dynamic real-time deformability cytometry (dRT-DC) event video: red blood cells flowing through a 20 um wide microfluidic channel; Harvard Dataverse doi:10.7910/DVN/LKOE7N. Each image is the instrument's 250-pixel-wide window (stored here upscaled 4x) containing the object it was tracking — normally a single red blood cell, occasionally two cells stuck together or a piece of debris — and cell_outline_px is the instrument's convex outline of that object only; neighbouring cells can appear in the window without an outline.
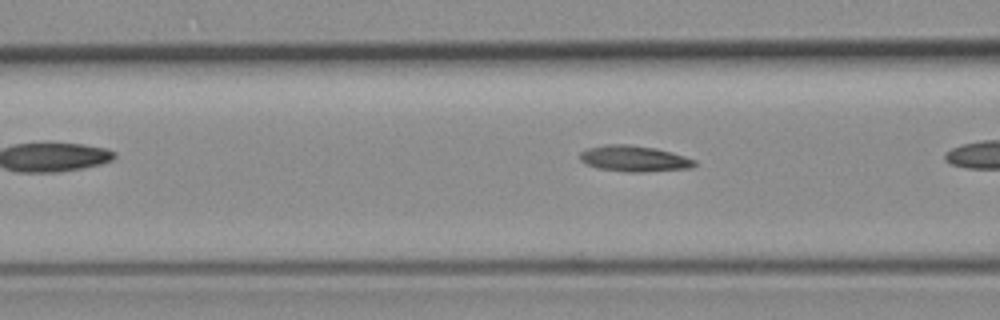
{"species": "common noctule bat (a hibernating species)", "species_latin": "Nyctalus noctula", "temperature_condition": "room temperature", "stored_images_in_passage": 16, "camera_frame_rate_fps": 3000, "um_per_image_px": 0.085, "animal": {"sex": "female", "body_mass_g": 19.3, "forearm_length_mm": 54.1}, "frame": {"image": 1, "passage_image": 7, "time_ms": 2.0, "image_size_px": [1000, 320], "cell_outline_px": [[696, 164], [692, 168], [644, 172], [628, 172], [596, 168], [580, 160], [580, 152], [588, 148], [604, 144], [628, 144], [656, 148], [672, 152], [696, 160]], "centroid_in_image_um": [53.91, 13.48], "position_along_channel_um": 112.7, "area_um2": 17.46}}
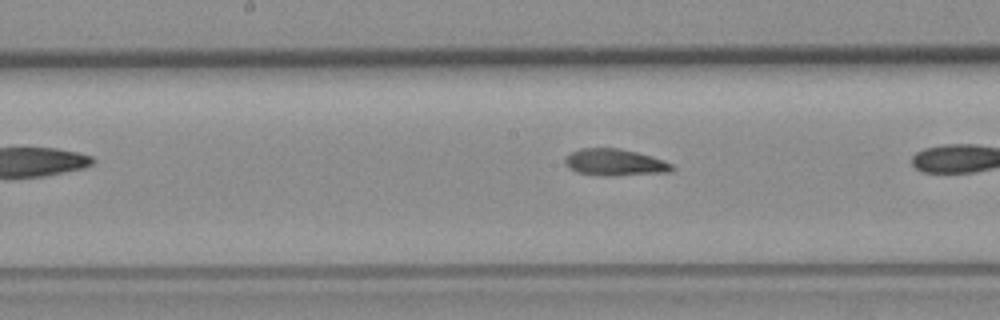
{"frame": {"image": 2, "passage_image": 14, "time_ms": 4.333, "image_size_px": [1000, 320], "cell_outline_px": [[672, 172], [612, 176], [604, 176], [576, 172], [568, 168], [564, 160], [572, 152], [580, 148], [620, 148], [652, 156], [664, 160], [672, 164]], "centroid_in_image_um": [52.27, 13.81], "position_along_channel_um": 195.9, "area_um2": 16.7}}